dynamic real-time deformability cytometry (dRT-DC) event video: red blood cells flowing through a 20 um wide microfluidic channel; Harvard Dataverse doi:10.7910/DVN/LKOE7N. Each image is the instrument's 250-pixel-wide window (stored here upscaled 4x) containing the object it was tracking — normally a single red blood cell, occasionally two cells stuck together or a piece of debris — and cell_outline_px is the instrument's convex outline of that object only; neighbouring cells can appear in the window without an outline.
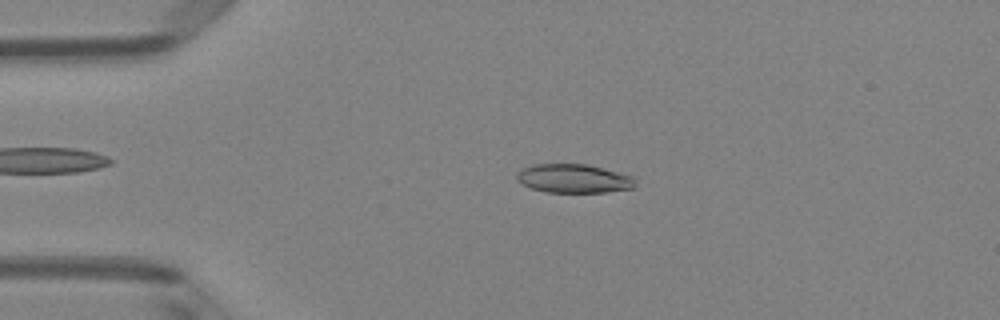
{"species": "Egyptian fruit bat (a non-hibernating species)", "species_latin": "Rousettus aegyptiacus", "temperature_condition": "room temperature", "stored_images_in_passage": 48, "camera_frame_rate_fps": 3000, "um_per_image_px": 0.085, "animal": {"sex": "female"}, "frame": {"image": 1, "passage_image": 9, "time_ms": 2.667, "image_size_px": [1000, 320], "cell_outline_px": [[636, 184], [632, 188], [604, 192], [544, 192], [532, 188], [516, 180], [516, 176], [524, 168], [532, 164], [588, 164], [632, 176], [636, 180]], "centroid_in_image_um": [48.77, 15.17], "position_along_channel_um": 36.2, "area_um2": 19.71}}
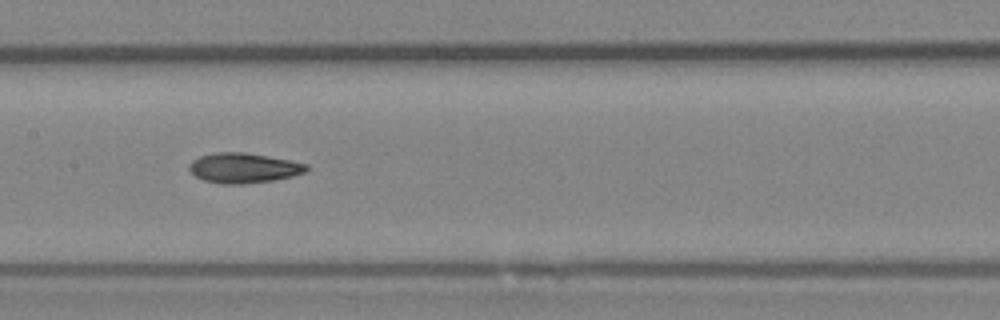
{"frame": {"image": 2, "passage_image": 23, "time_ms": 7.333, "image_size_px": [1000, 320], "cell_outline_px": [[308, 168], [304, 172], [292, 176], [272, 180], [244, 184], [220, 184], [204, 180], [196, 176], [188, 168], [188, 164], [192, 160], [200, 156], [212, 152], [244, 152], [288, 160], [308, 164]], "centroid_in_image_um": [20.66, 14.27], "position_along_channel_um": 186.7, "area_um2": 20.4}}
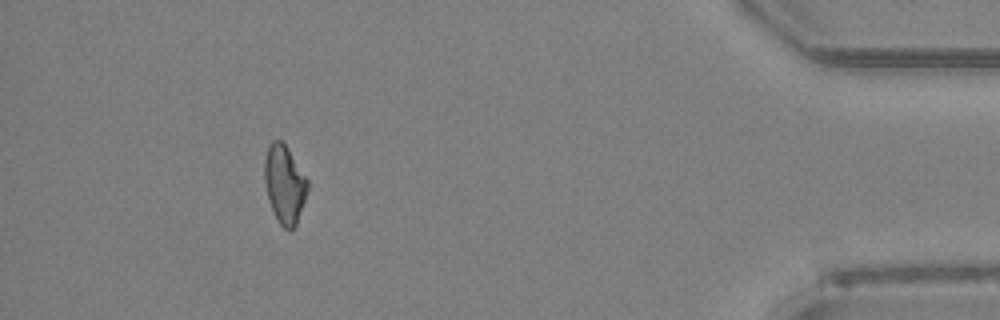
{"frame": {"image": 3, "passage_image": 44, "time_ms": 14.333, "image_size_px": [1000, 320], "cell_outline_px": [[308, 188], [296, 224], [288, 232], [280, 224], [268, 200], [264, 180], [264, 160], [268, 144], [272, 140], [280, 140], [288, 148], [308, 180]], "centroid_in_image_um": [24.16, 15.63], "position_along_channel_um": 411.0, "area_um2": 19.48}, "authors_computed_cell_mechanics": {"area_um2": 20.23, "velocity_mm_per_s": 4.0217, "shape_relaxation_time_tau1_ms": 4.7963, "shape_relaxation_time_tau2_ms": 2.8821, "deformation_change_tau1": 0.1411, "deformation_change_tau2": 0.0872}}